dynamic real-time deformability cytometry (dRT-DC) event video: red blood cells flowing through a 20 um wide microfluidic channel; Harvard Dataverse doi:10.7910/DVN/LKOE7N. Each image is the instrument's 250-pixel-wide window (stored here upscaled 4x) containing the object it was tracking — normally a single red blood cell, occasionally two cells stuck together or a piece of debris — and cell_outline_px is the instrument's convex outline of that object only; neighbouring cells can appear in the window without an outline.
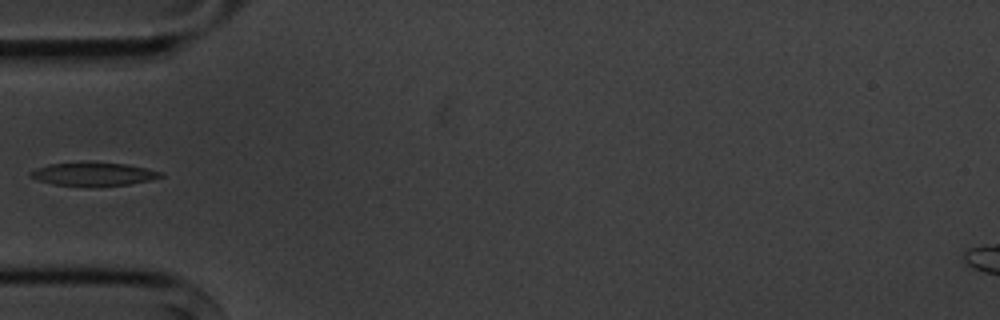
{"species": "common noctule bat (a hibernating species)", "species_latin": "Nyctalus noctula", "temperature_condition": "cold", "stored_images_in_passage": 1, "camera_frame_rate_fps": 3000, "um_per_image_px": 0.085, "animal": {"sex": "male", "body_mass_g": 20.1, "forearm_length_mm": 53.5}, "frame": {"image": 1, "passage_image": 1, "time_ms": 0.0, "image_size_px": [1000, 320], "cell_outline_px": [[164, 176], [148, 180], [128, 184], [92, 188], [52, 184], [28, 176], [28, 172], [36, 168], [48, 164], [128, 164], [164, 172]], "centroid_in_image_um": [7.94, 14.85], "position_along_channel_um": 77.1, "area_um2": 17.51}}